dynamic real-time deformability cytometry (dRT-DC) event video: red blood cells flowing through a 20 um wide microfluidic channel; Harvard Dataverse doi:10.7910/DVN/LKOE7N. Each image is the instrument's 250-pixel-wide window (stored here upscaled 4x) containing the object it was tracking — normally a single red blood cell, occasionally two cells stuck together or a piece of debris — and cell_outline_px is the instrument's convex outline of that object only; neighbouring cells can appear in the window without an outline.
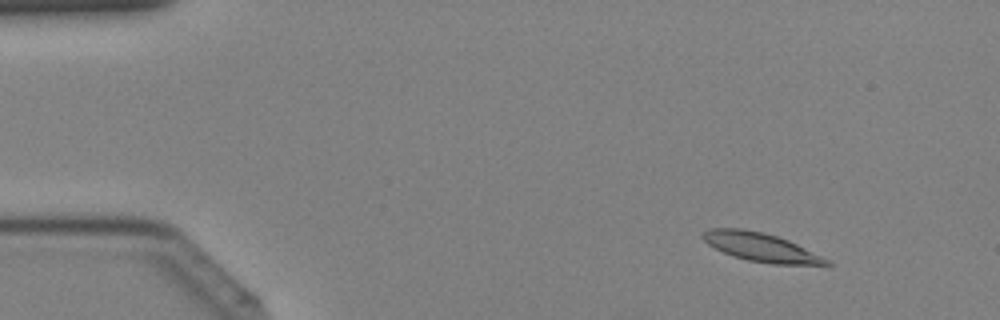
{"species": "Egyptian fruit bat (a non-hibernating species)", "species_latin": "Rousettus aegyptiacus", "temperature_condition": "cold", "stored_images_in_passage": 43, "camera_frame_rate_fps": 3000, "um_per_image_px": 0.085, "animal": {"sex": "female"}, "frame": {"image": 1, "passage_image": 5, "time_ms": 1.333, "image_size_px": [1000, 320], "cell_outline_px": [[832, 264], [828, 268], [772, 264], [748, 260], [732, 256], [708, 244], [700, 236], [708, 228], [740, 228], [764, 232], [788, 240], [828, 260]], "centroid_in_image_um": [64.77, 21.05], "position_along_channel_um": 20.2, "area_um2": 21.04}}
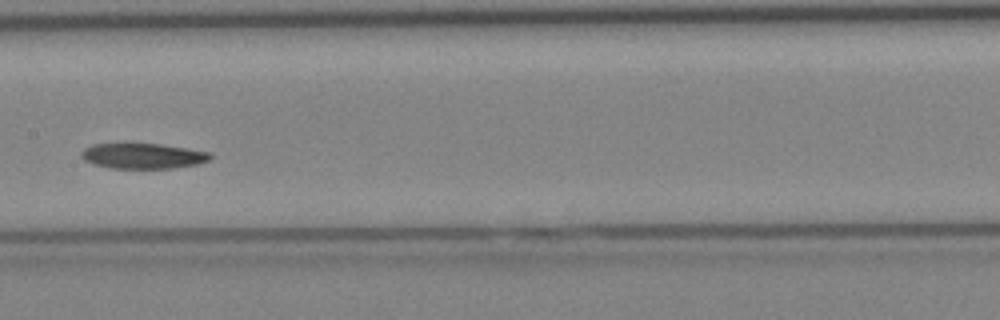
{"frame": {"image": 2, "passage_image": 22, "time_ms": 7.0, "image_size_px": [1000, 320], "cell_outline_px": [[212, 160], [196, 164], [172, 168], [108, 168], [84, 160], [80, 156], [80, 152], [84, 148], [92, 144], [160, 144], [188, 148], [212, 152]], "centroid_in_image_um": [12.18, 13.25], "position_along_channel_um": 195.2, "area_um2": 19.13}}
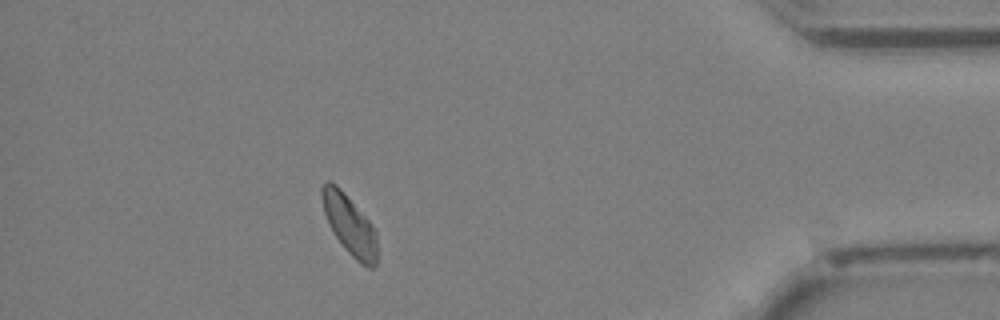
{"frame": {"image": 3, "passage_image": 38, "time_ms": 12.333, "image_size_px": [1000, 320], "cell_outline_px": [[376, 264], [372, 268], [368, 268], [360, 264], [344, 248], [328, 224], [324, 212], [320, 196], [320, 188], [328, 180], [336, 184], [344, 192], [368, 220], [376, 232]], "centroid_in_image_um": [29.68, 19.1], "position_along_channel_um": 405.5, "area_um2": 19.07}}